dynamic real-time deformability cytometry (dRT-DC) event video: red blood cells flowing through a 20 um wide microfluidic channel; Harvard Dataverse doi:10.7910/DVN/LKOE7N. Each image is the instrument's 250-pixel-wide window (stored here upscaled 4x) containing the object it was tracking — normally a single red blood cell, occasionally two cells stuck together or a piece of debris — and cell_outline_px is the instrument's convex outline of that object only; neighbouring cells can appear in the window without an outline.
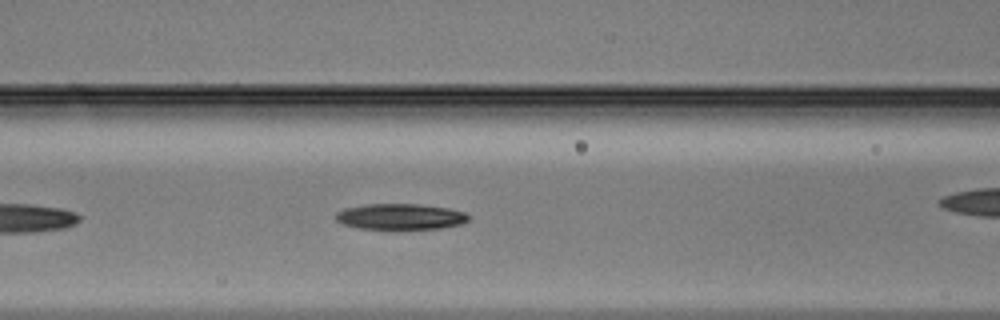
{"species": "Egyptian fruit bat (a non-hibernating species)", "species_latin": "Rousettus aegyptiacus", "temperature_condition": "warm", "stored_images_in_passage": 19, "camera_frame_rate_fps": 3000, "um_per_image_px": 0.085, "animal": {"sex": "male"}, "frame": {"image": 1, "passage_image": 9, "time_ms": 2.667, "image_size_px": [1000, 320], "cell_outline_px": [[468, 220], [464, 224], [440, 228], [360, 228], [344, 224], [336, 220], [336, 212], [344, 208], [364, 204], [416, 204], [448, 208], [464, 212], [468, 216]], "centroid_in_image_um": [34.03, 18.4], "position_along_channel_um": 132.6, "area_um2": 19.71}}